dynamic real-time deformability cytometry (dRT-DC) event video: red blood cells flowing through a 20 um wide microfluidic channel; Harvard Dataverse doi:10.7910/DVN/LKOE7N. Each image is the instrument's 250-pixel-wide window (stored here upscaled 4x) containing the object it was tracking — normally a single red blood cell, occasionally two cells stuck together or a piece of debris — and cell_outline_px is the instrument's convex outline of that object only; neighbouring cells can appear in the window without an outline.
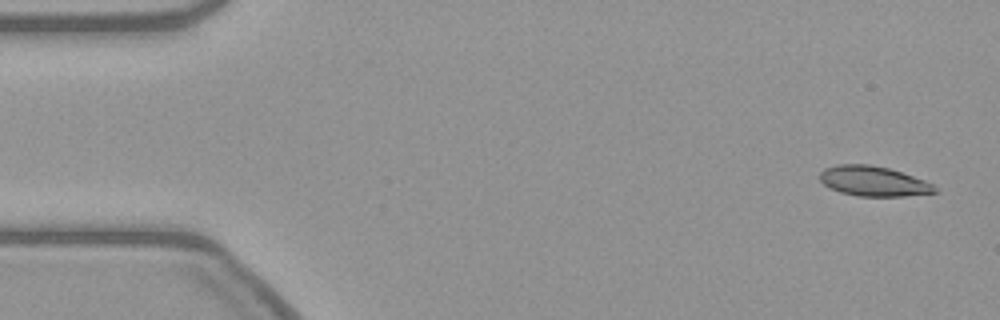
{"species": "common noctule bat (a hibernating species)", "species_latin": "Nyctalus noctula", "temperature_condition": "warm", "stored_images_in_passage": 15, "camera_frame_rate_fps": 3000, "um_per_image_px": 0.085, "animal": {"sex": "female", "body_mass_g": 21.9}, "frame": {"image": 1, "passage_image": 1, "time_ms": 0.0, "image_size_px": [1000, 320], "cell_outline_px": [[940, 192], [904, 196], [860, 196], [840, 192], [828, 188], [820, 180], [820, 172], [824, 168], [836, 164], [868, 164], [888, 168], [924, 180], [932, 184]], "centroid_in_image_um": [74.21, 15.4], "position_along_channel_um": 10.8, "area_um2": 20.06}}
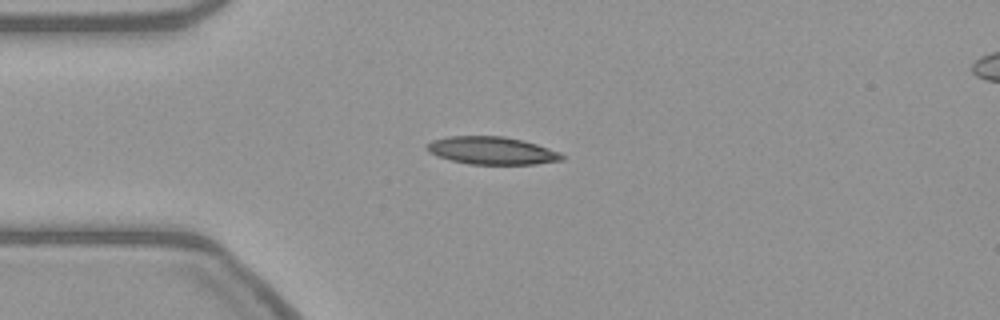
{"frame": {"image": 2, "passage_image": 12, "time_ms": 3.667, "image_size_px": [1000, 320], "cell_outline_px": [[564, 160], [536, 164], [468, 164], [452, 160], [428, 152], [424, 148], [424, 144], [432, 140], [448, 136], [504, 136], [524, 140], [560, 152], [564, 156]], "centroid_in_image_um": [41.79, 12.79], "position_along_channel_um": 43.2, "area_um2": 21.91}}